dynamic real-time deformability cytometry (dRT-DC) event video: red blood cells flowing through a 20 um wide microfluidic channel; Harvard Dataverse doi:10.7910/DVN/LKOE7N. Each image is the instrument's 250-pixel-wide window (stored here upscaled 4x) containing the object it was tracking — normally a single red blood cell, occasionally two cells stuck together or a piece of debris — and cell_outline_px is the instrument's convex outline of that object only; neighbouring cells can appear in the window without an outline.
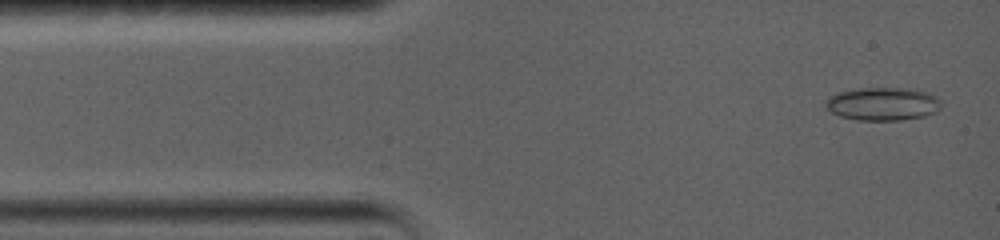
{"species": "common noctule bat (a hibernating species)", "species_latin": "Nyctalus noctula", "temperature_condition": "warm", "stored_images_in_passage": 23, "camera_frame_rate_fps": 5000, "um_per_image_px": 0.085, "animal": {"sex": "female", "body_mass_g": 19.0, "forearm_length_mm": 56.7}, "frame": {"image": 1, "passage_image": 1, "time_ms": 0.0, "image_size_px": [1000, 240], "cell_outline_px": [[940, 108], [936, 112], [924, 116], [900, 120], [856, 120], [840, 116], [832, 112], [824, 104], [824, 100], [828, 96], [836, 92], [860, 88], [908, 88], [928, 92], [936, 96], [940, 100]], "centroid_in_image_um": [75.01, 8.82], "position_along_channel_um": 10.0, "area_um2": 22.48}}
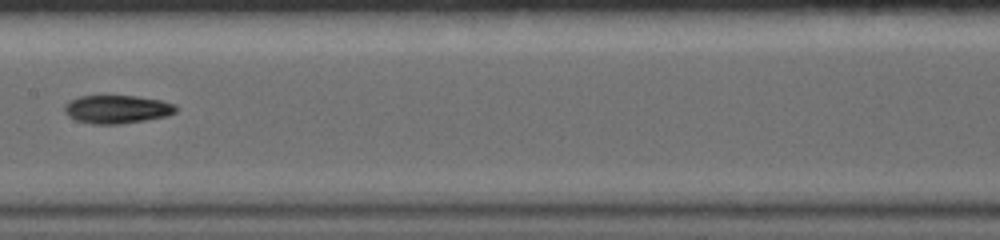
{"frame": {"image": 2, "passage_image": 10, "time_ms": 7.0, "image_size_px": [1000, 240], "cell_outline_px": [[176, 112], [168, 116], [120, 124], [92, 124], [76, 120], [68, 116], [64, 112], [64, 104], [68, 100], [80, 96], [136, 96], [160, 100], [176, 104]], "centroid_in_image_um": [9.92, 9.28], "position_along_channel_um": 197.5, "area_um2": 18.44}}
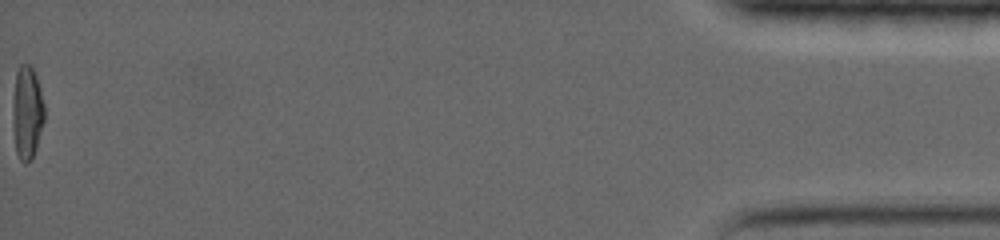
{"frame": {"image": 3, "passage_image": 23, "time_ms": 17.6, "image_size_px": [1000, 240], "cell_outline_px": [[44, 120], [36, 148], [32, 160], [24, 164], [20, 160], [16, 152], [12, 116], [12, 104], [16, 72], [20, 64], [28, 64], [32, 68], [36, 76], [40, 88], [44, 104]], "centroid_in_image_um": [2.29, 9.58], "position_along_channel_um": 432.9, "area_um2": 17.28}}